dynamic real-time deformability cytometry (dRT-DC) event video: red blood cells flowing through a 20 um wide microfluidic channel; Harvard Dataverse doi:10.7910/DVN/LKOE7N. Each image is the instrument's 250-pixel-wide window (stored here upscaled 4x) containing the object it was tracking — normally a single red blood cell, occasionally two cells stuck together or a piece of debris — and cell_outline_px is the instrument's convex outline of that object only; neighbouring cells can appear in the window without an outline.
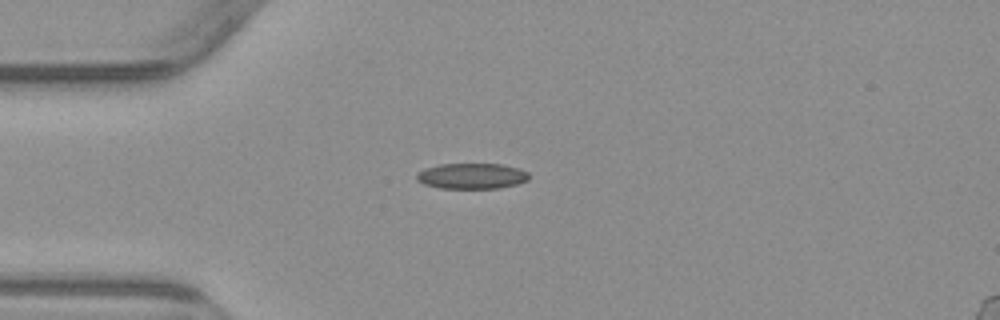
{"species": "common noctule bat (a hibernating species)", "species_latin": "Nyctalus noctula", "temperature_condition": "warm", "stored_images_in_passage": 4, "camera_frame_rate_fps": 3000, "um_per_image_px": 0.085, "animal": {"sex": "male", "body_mass_g": 23.1, "forearm_length_mm": 52.7}, "frame": {"image": 1, "passage_image": 1, "time_ms": 0.0, "image_size_px": [1000, 320], "cell_outline_px": [[528, 180], [516, 184], [500, 188], [440, 188], [424, 184], [416, 180], [416, 172], [424, 168], [440, 164], [504, 164], [520, 168], [528, 172]], "centroid_in_image_um": [40.08, 14.95], "position_along_channel_um": 44.9, "area_um2": 16.94}}
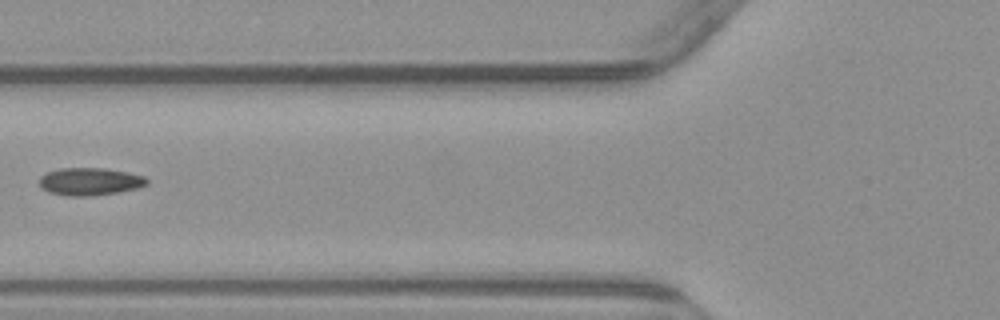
{"frame": {"image": 2, "passage_image": 3, "time_ms": 2.333, "image_size_px": [1000, 320], "cell_outline_px": [[148, 184], [136, 188], [116, 192], [92, 196], [68, 196], [48, 192], [40, 184], [40, 176], [48, 172], [60, 168], [104, 168], [128, 172], [144, 176], [148, 180]], "centroid_in_image_um": [7.64, 15.42], "position_along_channel_um": 118.2, "area_um2": 17.17}}
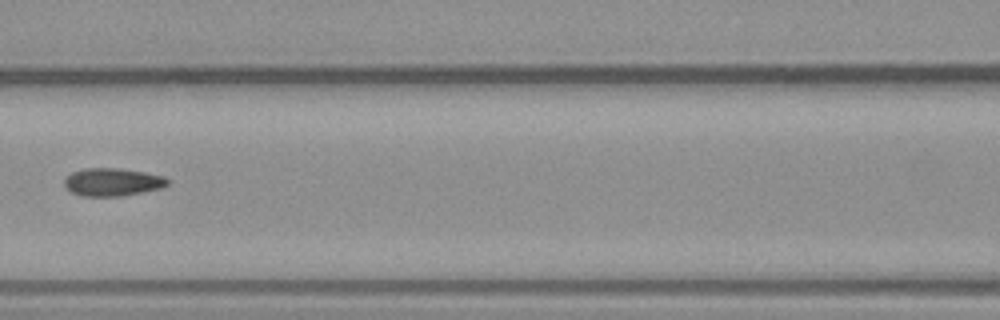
{"frame": {"image": 3, "passage_image": 4, "time_ms": 3.333, "image_size_px": [1000, 320], "cell_outline_px": [[172, 180], [164, 188], [120, 196], [84, 196], [72, 192], [64, 188], [64, 180], [72, 172], [84, 168], [120, 168], [144, 172], [164, 176]], "centroid_in_image_um": [9.59, 15.47], "position_along_channel_um": 157.0, "area_um2": 16.94}}